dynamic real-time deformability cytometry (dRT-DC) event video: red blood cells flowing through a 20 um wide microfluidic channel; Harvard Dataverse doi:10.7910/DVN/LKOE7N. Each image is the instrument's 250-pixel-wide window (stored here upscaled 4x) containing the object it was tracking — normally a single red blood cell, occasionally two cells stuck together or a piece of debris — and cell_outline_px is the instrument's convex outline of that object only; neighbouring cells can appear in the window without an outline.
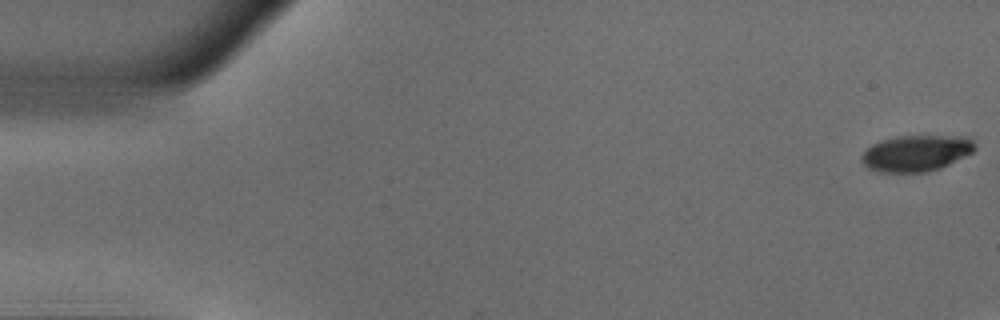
{"species": "common noctule bat (a hibernating species)", "species_latin": "Nyctalus noctula", "temperature_condition": "warm", "stored_images_in_passage": 15, "camera_frame_rate_fps": 3000, "um_per_image_px": 0.085, "animal": {"sex": "male", "body_mass_g": 18.8}, "frame": {"image": 1, "passage_image": 1, "time_ms": 0.0, "image_size_px": [1000, 320], "cell_outline_px": [[976, 148], [972, 152], [940, 168], [928, 172], [880, 172], [868, 168], [860, 160], [860, 156], [872, 144], [880, 140], [896, 136], [968, 136], [976, 144]], "centroid_in_image_um": [77.86, 13.01], "position_along_channel_um": 7.1, "area_um2": 23.93}}
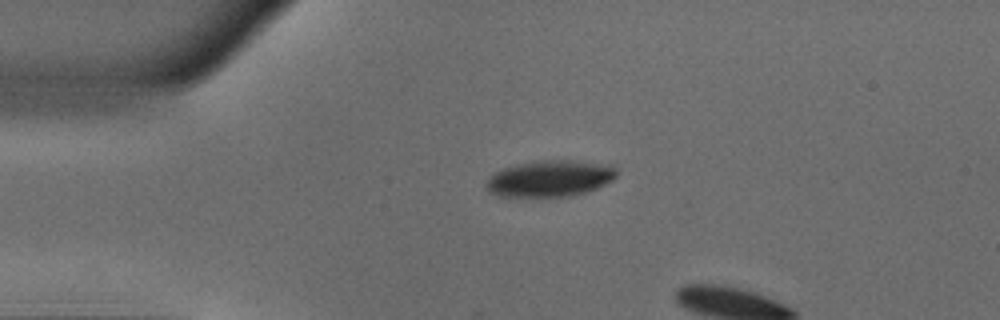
{"frame": {"image": 2, "passage_image": 12, "time_ms": 3.667, "image_size_px": [1000, 320], "cell_outline_px": [[616, 176], [612, 180], [588, 192], [572, 196], [500, 196], [488, 192], [484, 188], [484, 184], [496, 172], [504, 168], [516, 164], [532, 160], [572, 160], [612, 164], [616, 168]], "centroid_in_image_um": [46.76, 15.16], "position_along_channel_um": 38.2, "area_um2": 27.86}}